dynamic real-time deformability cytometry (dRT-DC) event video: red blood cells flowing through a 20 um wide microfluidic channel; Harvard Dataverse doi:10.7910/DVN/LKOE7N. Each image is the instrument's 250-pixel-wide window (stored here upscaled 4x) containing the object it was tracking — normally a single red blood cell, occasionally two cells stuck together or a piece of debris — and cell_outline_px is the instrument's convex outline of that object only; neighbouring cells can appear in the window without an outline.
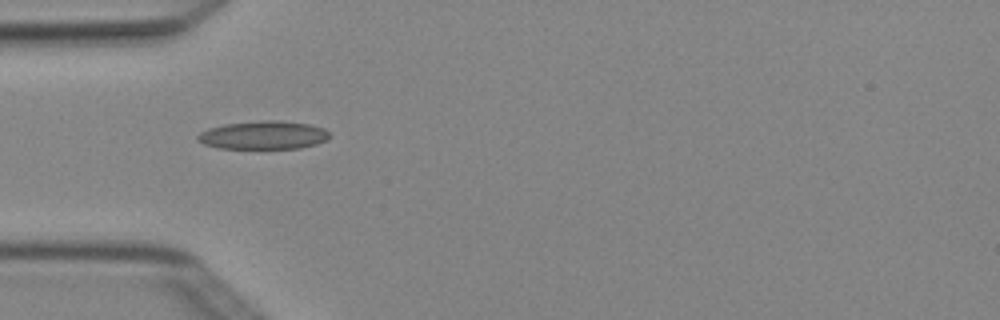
{"species": "Egyptian fruit bat (a non-hibernating species)", "species_latin": "Rousettus aegyptiacus", "temperature_condition": "cold", "stored_images_in_passage": 7, "camera_frame_rate_fps": 3000, "um_per_image_px": 0.085, "animal": {"sex": "female"}, "frame": {"image": 1, "passage_image": 5, "time_ms": 1.333, "image_size_px": [1000, 320], "cell_outline_px": [[328, 140], [316, 144], [300, 148], [220, 148], [204, 144], [196, 140], [196, 136], [200, 132], [208, 128], [224, 124], [264, 120], [272, 120], [308, 124], [324, 128], [328, 132]], "centroid_in_image_um": [22.36, 11.49], "position_along_channel_um": 62.6, "area_um2": 21.62}}
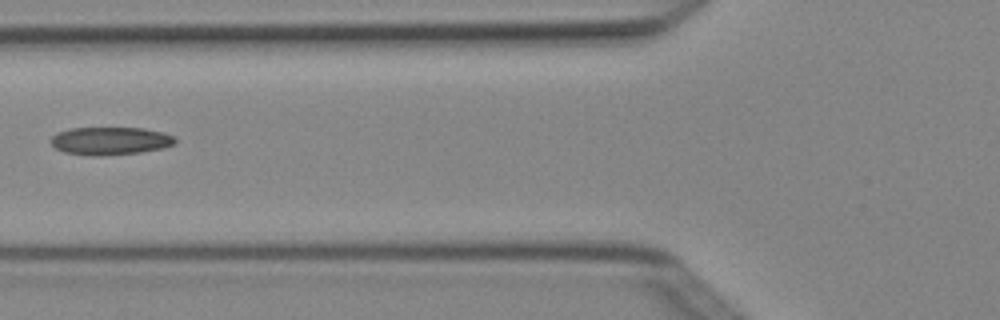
{"frame": {"image": 2, "passage_image": 6, "time_ms": 1.667, "image_size_px": [1000, 320], "cell_outline_px": [[176, 144], [164, 148], [140, 152], [100, 156], [92, 156], [64, 152], [56, 148], [48, 140], [56, 132], [72, 128], [144, 128], [164, 132], [172, 136], [176, 140]], "centroid_in_image_um": [9.36, 11.97], "position_along_channel_um": 116.4, "area_um2": 20.35}}
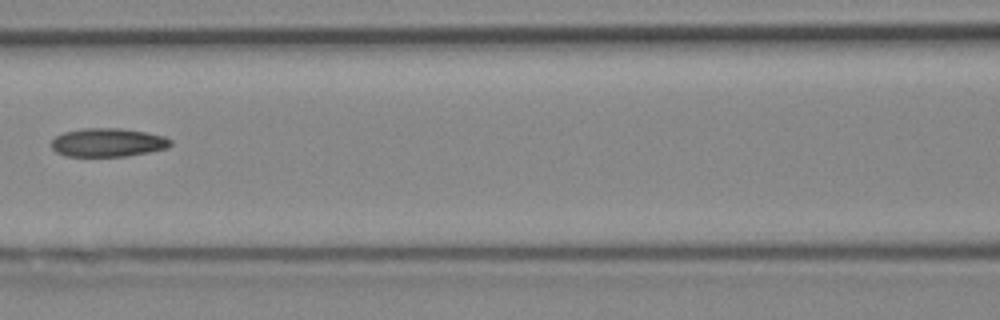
{"frame": {"image": 3, "passage_image": 7, "time_ms": 2.0, "image_size_px": [1000, 320], "cell_outline_px": [[172, 144], [168, 148], [128, 156], [64, 156], [56, 152], [52, 148], [52, 140], [56, 136], [64, 132], [84, 128], [120, 128], [144, 132], [164, 136], [172, 140]], "centroid_in_image_um": [9.17, 12.11], "position_along_channel_um": 157.4, "area_um2": 19.83}}